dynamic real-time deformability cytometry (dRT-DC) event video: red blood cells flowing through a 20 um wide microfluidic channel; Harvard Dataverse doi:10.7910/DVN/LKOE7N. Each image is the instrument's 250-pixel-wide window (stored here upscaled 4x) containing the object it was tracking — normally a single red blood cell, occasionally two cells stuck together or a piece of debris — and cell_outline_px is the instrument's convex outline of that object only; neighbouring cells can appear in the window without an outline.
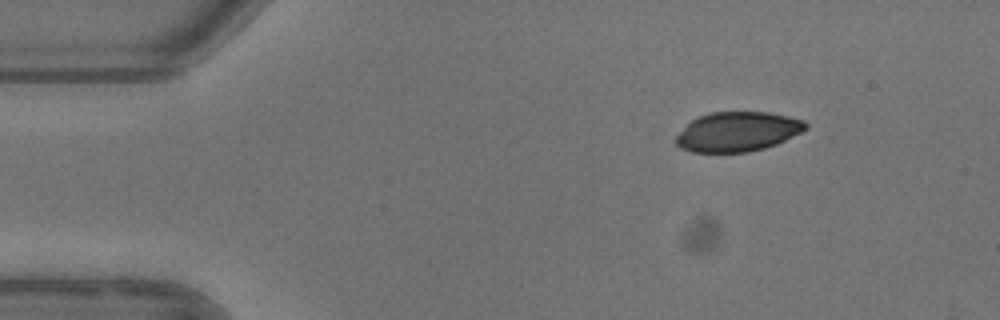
{"species": "common noctule bat (a hibernating species)", "species_latin": "Nyctalus noctula", "temperature_condition": "warm", "stored_images_in_passage": 5, "segment_of_instrument_passage": [2, 2], "camera_frame_rate_fps": 3000, "um_per_image_px": 0.085, "animal": {"sex": "female"}, "frame": {"image": 1, "passage_image": 5, "time_ms": 5.667, "image_size_px": [1000, 320], "cell_outline_px": [[808, 128], [776, 144], [764, 148], [748, 152], [692, 152], [680, 148], [676, 144], [676, 136], [692, 120], [700, 116], [712, 112], [768, 112], [788, 116], [804, 120], [808, 124]], "centroid_in_image_um": [62.7, 11.19], "position_along_channel_um": 22.3, "area_um2": 29.71}}